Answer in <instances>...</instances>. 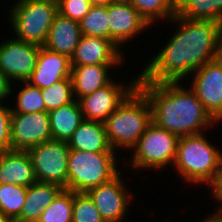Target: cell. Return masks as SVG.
Masks as SVG:
<instances>
[{
	"instance_id": "cell-1",
	"label": "cell",
	"mask_w": 222,
	"mask_h": 222,
	"mask_svg": "<svg viewBox=\"0 0 222 222\" xmlns=\"http://www.w3.org/2000/svg\"><path fill=\"white\" fill-rule=\"evenodd\" d=\"M178 30L139 74L138 81L181 82L205 63L214 61L221 23L174 16Z\"/></svg>"
},
{
	"instance_id": "cell-2",
	"label": "cell",
	"mask_w": 222,
	"mask_h": 222,
	"mask_svg": "<svg viewBox=\"0 0 222 222\" xmlns=\"http://www.w3.org/2000/svg\"><path fill=\"white\" fill-rule=\"evenodd\" d=\"M181 83H137V87L149 100L152 121L179 138L202 133L207 126L210 128L217 123L205 110L194 91L182 87Z\"/></svg>"
},
{
	"instance_id": "cell-3",
	"label": "cell",
	"mask_w": 222,
	"mask_h": 222,
	"mask_svg": "<svg viewBox=\"0 0 222 222\" xmlns=\"http://www.w3.org/2000/svg\"><path fill=\"white\" fill-rule=\"evenodd\" d=\"M210 143L203 133L180 137L173 166L186 183H205L213 190L222 173V152Z\"/></svg>"
},
{
	"instance_id": "cell-4",
	"label": "cell",
	"mask_w": 222,
	"mask_h": 222,
	"mask_svg": "<svg viewBox=\"0 0 222 222\" xmlns=\"http://www.w3.org/2000/svg\"><path fill=\"white\" fill-rule=\"evenodd\" d=\"M152 122V110L145 94L136 87L104 122L110 146L133 149Z\"/></svg>"
},
{
	"instance_id": "cell-5",
	"label": "cell",
	"mask_w": 222,
	"mask_h": 222,
	"mask_svg": "<svg viewBox=\"0 0 222 222\" xmlns=\"http://www.w3.org/2000/svg\"><path fill=\"white\" fill-rule=\"evenodd\" d=\"M116 152H91L70 149L67 189L87 192L115 178L118 170Z\"/></svg>"
},
{
	"instance_id": "cell-6",
	"label": "cell",
	"mask_w": 222,
	"mask_h": 222,
	"mask_svg": "<svg viewBox=\"0 0 222 222\" xmlns=\"http://www.w3.org/2000/svg\"><path fill=\"white\" fill-rule=\"evenodd\" d=\"M58 13L57 0H17L9 13L14 37L44 46L49 28Z\"/></svg>"
},
{
	"instance_id": "cell-7",
	"label": "cell",
	"mask_w": 222,
	"mask_h": 222,
	"mask_svg": "<svg viewBox=\"0 0 222 222\" xmlns=\"http://www.w3.org/2000/svg\"><path fill=\"white\" fill-rule=\"evenodd\" d=\"M179 137L153 121L133 148L131 167L160 169L173 165L177 155Z\"/></svg>"
},
{
	"instance_id": "cell-8",
	"label": "cell",
	"mask_w": 222,
	"mask_h": 222,
	"mask_svg": "<svg viewBox=\"0 0 222 222\" xmlns=\"http://www.w3.org/2000/svg\"><path fill=\"white\" fill-rule=\"evenodd\" d=\"M69 151L67 142L53 139L28 149L36 180L67 189Z\"/></svg>"
},
{
	"instance_id": "cell-9",
	"label": "cell",
	"mask_w": 222,
	"mask_h": 222,
	"mask_svg": "<svg viewBox=\"0 0 222 222\" xmlns=\"http://www.w3.org/2000/svg\"><path fill=\"white\" fill-rule=\"evenodd\" d=\"M40 46L16 38L0 43V72L12 83L27 81L35 69Z\"/></svg>"
},
{
	"instance_id": "cell-10",
	"label": "cell",
	"mask_w": 222,
	"mask_h": 222,
	"mask_svg": "<svg viewBox=\"0 0 222 222\" xmlns=\"http://www.w3.org/2000/svg\"><path fill=\"white\" fill-rule=\"evenodd\" d=\"M139 75L132 83L123 85L112 80L108 85L78 100L84 120L104 123L126 97L137 87Z\"/></svg>"
},
{
	"instance_id": "cell-11",
	"label": "cell",
	"mask_w": 222,
	"mask_h": 222,
	"mask_svg": "<svg viewBox=\"0 0 222 222\" xmlns=\"http://www.w3.org/2000/svg\"><path fill=\"white\" fill-rule=\"evenodd\" d=\"M11 148L28 149L52 140L48 112L11 113Z\"/></svg>"
},
{
	"instance_id": "cell-12",
	"label": "cell",
	"mask_w": 222,
	"mask_h": 222,
	"mask_svg": "<svg viewBox=\"0 0 222 222\" xmlns=\"http://www.w3.org/2000/svg\"><path fill=\"white\" fill-rule=\"evenodd\" d=\"M119 173L110 182L101 184L86 193L96 205L105 222H123L127 216L128 205L132 197Z\"/></svg>"
},
{
	"instance_id": "cell-13",
	"label": "cell",
	"mask_w": 222,
	"mask_h": 222,
	"mask_svg": "<svg viewBox=\"0 0 222 222\" xmlns=\"http://www.w3.org/2000/svg\"><path fill=\"white\" fill-rule=\"evenodd\" d=\"M192 74L190 88L210 116L217 123L222 122V65L215 60L210 61Z\"/></svg>"
},
{
	"instance_id": "cell-14",
	"label": "cell",
	"mask_w": 222,
	"mask_h": 222,
	"mask_svg": "<svg viewBox=\"0 0 222 222\" xmlns=\"http://www.w3.org/2000/svg\"><path fill=\"white\" fill-rule=\"evenodd\" d=\"M107 14L109 39L119 48L151 26L132 4L110 3L107 5Z\"/></svg>"
},
{
	"instance_id": "cell-15",
	"label": "cell",
	"mask_w": 222,
	"mask_h": 222,
	"mask_svg": "<svg viewBox=\"0 0 222 222\" xmlns=\"http://www.w3.org/2000/svg\"><path fill=\"white\" fill-rule=\"evenodd\" d=\"M113 41L103 37L82 35L74 54L70 58L71 67L95 64H121L122 54Z\"/></svg>"
},
{
	"instance_id": "cell-16",
	"label": "cell",
	"mask_w": 222,
	"mask_h": 222,
	"mask_svg": "<svg viewBox=\"0 0 222 222\" xmlns=\"http://www.w3.org/2000/svg\"><path fill=\"white\" fill-rule=\"evenodd\" d=\"M69 76H71L70 58L42 46L35 69L27 82L42 90Z\"/></svg>"
},
{
	"instance_id": "cell-17",
	"label": "cell",
	"mask_w": 222,
	"mask_h": 222,
	"mask_svg": "<svg viewBox=\"0 0 222 222\" xmlns=\"http://www.w3.org/2000/svg\"><path fill=\"white\" fill-rule=\"evenodd\" d=\"M36 181L34 168L27 151L0 152V184L29 187Z\"/></svg>"
},
{
	"instance_id": "cell-18",
	"label": "cell",
	"mask_w": 222,
	"mask_h": 222,
	"mask_svg": "<svg viewBox=\"0 0 222 222\" xmlns=\"http://www.w3.org/2000/svg\"><path fill=\"white\" fill-rule=\"evenodd\" d=\"M82 36L80 22L58 13L49 28L43 47L71 58Z\"/></svg>"
},
{
	"instance_id": "cell-19",
	"label": "cell",
	"mask_w": 222,
	"mask_h": 222,
	"mask_svg": "<svg viewBox=\"0 0 222 222\" xmlns=\"http://www.w3.org/2000/svg\"><path fill=\"white\" fill-rule=\"evenodd\" d=\"M120 64H95L71 67V78L75 100L93 93L108 85L112 79L109 77V68Z\"/></svg>"
},
{
	"instance_id": "cell-20",
	"label": "cell",
	"mask_w": 222,
	"mask_h": 222,
	"mask_svg": "<svg viewBox=\"0 0 222 222\" xmlns=\"http://www.w3.org/2000/svg\"><path fill=\"white\" fill-rule=\"evenodd\" d=\"M63 188L55 183L36 181L27 187L25 204L14 222H38L46 209Z\"/></svg>"
},
{
	"instance_id": "cell-21",
	"label": "cell",
	"mask_w": 222,
	"mask_h": 222,
	"mask_svg": "<svg viewBox=\"0 0 222 222\" xmlns=\"http://www.w3.org/2000/svg\"><path fill=\"white\" fill-rule=\"evenodd\" d=\"M67 143L78 151L116 152L110 146L104 123L99 121L83 120Z\"/></svg>"
},
{
	"instance_id": "cell-22",
	"label": "cell",
	"mask_w": 222,
	"mask_h": 222,
	"mask_svg": "<svg viewBox=\"0 0 222 222\" xmlns=\"http://www.w3.org/2000/svg\"><path fill=\"white\" fill-rule=\"evenodd\" d=\"M48 115L52 139L62 142H68L84 120L77 100L48 112Z\"/></svg>"
},
{
	"instance_id": "cell-23",
	"label": "cell",
	"mask_w": 222,
	"mask_h": 222,
	"mask_svg": "<svg viewBox=\"0 0 222 222\" xmlns=\"http://www.w3.org/2000/svg\"><path fill=\"white\" fill-rule=\"evenodd\" d=\"M175 16L222 24V0H176Z\"/></svg>"
},
{
	"instance_id": "cell-24",
	"label": "cell",
	"mask_w": 222,
	"mask_h": 222,
	"mask_svg": "<svg viewBox=\"0 0 222 222\" xmlns=\"http://www.w3.org/2000/svg\"><path fill=\"white\" fill-rule=\"evenodd\" d=\"M131 4L151 26L159 18L171 20L176 13V0H133Z\"/></svg>"
},
{
	"instance_id": "cell-25",
	"label": "cell",
	"mask_w": 222,
	"mask_h": 222,
	"mask_svg": "<svg viewBox=\"0 0 222 222\" xmlns=\"http://www.w3.org/2000/svg\"><path fill=\"white\" fill-rule=\"evenodd\" d=\"M73 191L63 188L43 210L38 222H72Z\"/></svg>"
},
{
	"instance_id": "cell-26",
	"label": "cell",
	"mask_w": 222,
	"mask_h": 222,
	"mask_svg": "<svg viewBox=\"0 0 222 222\" xmlns=\"http://www.w3.org/2000/svg\"><path fill=\"white\" fill-rule=\"evenodd\" d=\"M27 187L17 184H0V213L15 220L20 214Z\"/></svg>"
},
{
	"instance_id": "cell-27",
	"label": "cell",
	"mask_w": 222,
	"mask_h": 222,
	"mask_svg": "<svg viewBox=\"0 0 222 222\" xmlns=\"http://www.w3.org/2000/svg\"><path fill=\"white\" fill-rule=\"evenodd\" d=\"M82 35L109 39L107 5H92L80 21Z\"/></svg>"
},
{
	"instance_id": "cell-28",
	"label": "cell",
	"mask_w": 222,
	"mask_h": 222,
	"mask_svg": "<svg viewBox=\"0 0 222 222\" xmlns=\"http://www.w3.org/2000/svg\"><path fill=\"white\" fill-rule=\"evenodd\" d=\"M41 93L46 105V112L67 105L75 100L71 76L55 82L48 88L42 89Z\"/></svg>"
},
{
	"instance_id": "cell-29",
	"label": "cell",
	"mask_w": 222,
	"mask_h": 222,
	"mask_svg": "<svg viewBox=\"0 0 222 222\" xmlns=\"http://www.w3.org/2000/svg\"><path fill=\"white\" fill-rule=\"evenodd\" d=\"M25 87L18 91L17 100H15V109L12 113H30V112H46V105L43 100L41 89L31 85L27 81H22Z\"/></svg>"
},
{
	"instance_id": "cell-30",
	"label": "cell",
	"mask_w": 222,
	"mask_h": 222,
	"mask_svg": "<svg viewBox=\"0 0 222 222\" xmlns=\"http://www.w3.org/2000/svg\"><path fill=\"white\" fill-rule=\"evenodd\" d=\"M72 222H105L86 192H73Z\"/></svg>"
},
{
	"instance_id": "cell-31",
	"label": "cell",
	"mask_w": 222,
	"mask_h": 222,
	"mask_svg": "<svg viewBox=\"0 0 222 222\" xmlns=\"http://www.w3.org/2000/svg\"><path fill=\"white\" fill-rule=\"evenodd\" d=\"M58 12L68 19L80 22L92 4L88 0H57Z\"/></svg>"
},
{
	"instance_id": "cell-32",
	"label": "cell",
	"mask_w": 222,
	"mask_h": 222,
	"mask_svg": "<svg viewBox=\"0 0 222 222\" xmlns=\"http://www.w3.org/2000/svg\"><path fill=\"white\" fill-rule=\"evenodd\" d=\"M11 113L12 107L0 103V152L10 151L11 148Z\"/></svg>"
},
{
	"instance_id": "cell-33",
	"label": "cell",
	"mask_w": 222,
	"mask_h": 222,
	"mask_svg": "<svg viewBox=\"0 0 222 222\" xmlns=\"http://www.w3.org/2000/svg\"><path fill=\"white\" fill-rule=\"evenodd\" d=\"M11 83L1 72H0V103L8 98L13 93ZM12 92V93H11ZM2 101V102H1Z\"/></svg>"
},
{
	"instance_id": "cell-34",
	"label": "cell",
	"mask_w": 222,
	"mask_h": 222,
	"mask_svg": "<svg viewBox=\"0 0 222 222\" xmlns=\"http://www.w3.org/2000/svg\"><path fill=\"white\" fill-rule=\"evenodd\" d=\"M214 60L222 65V24L220 26L217 42H216V53Z\"/></svg>"
},
{
	"instance_id": "cell-35",
	"label": "cell",
	"mask_w": 222,
	"mask_h": 222,
	"mask_svg": "<svg viewBox=\"0 0 222 222\" xmlns=\"http://www.w3.org/2000/svg\"><path fill=\"white\" fill-rule=\"evenodd\" d=\"M214 199L216 198V200H218L220 202V208L222 209V173H221V177L219 180V183L217 184V186L212 190Z\"/></svg>"
},
{
	"instance_id": "cell-36",
	"label": "cell",
	"mask_w": 222,
	"mask_h": 222,
	"mask_svg": "<svg viewBox=\"0 0 222 222\" xmlns=\"http://www.w3.org/2000/svg\"><path fill=\"white\" fill-rule=\"evenodd\" d=\"M209 218L213 222H222V209L221 208H219V210L217 209L216 213L209 216Z\"/></svg>"
},
{
	"instance_id": "cell-37",
	"label": "cell",
	"mask_w": 222,
	"mask_h": 222,
	"mask_svg": "<svg viewBox=\"0 0 222 222\" xmlns=\"http://www.w3.org/2000/svg\"><path fill=\"white\" fill-rule=\"evenodd\" d=\"M92 5H108L110 0H88Z\"/></svg>"
},
{
	"instance_id": "cell-38",
	"label": "cell",
	"mask_w": 222,
	"mask_h": 222,
	"mask_svg": "<svg viewBox=\"0 0 222 222\" xmlns=\"http://www.w3.org/2000/svg\"><path fill=\"white\" fill-rule=\"evenodd\" d=\"M0 222H14V220L11 217L0 213Z\"/></svg>"
},
{
	"instance_id": "cell-39",
	"label": "cell",
	"mask_w": 222,
	"mask_h": 222,
	"mask_svg": "<svg viewBox=\"0 0 222 222\" xmlns=\"http://www.w3.org/2000/svg\"><path fill=\"white\" fill-rule=\"evenodd\" d=\"M111 3L131 4L133 0H110Z\"/></svg>"
},
{
	"instance_id": "cell-40",
	"label": "cell",
	"mask_w": 222,
	"mask_h": 222,
	"mask_svg": "<svg viewBox=\"0 0 222 222\" xmlns=\"http://www.w3.org/2000/svg\"><path fill=\"white\" fill-rule=\"evenodd\" d=\"M203 222H213V221L208 217V218H205Z\"/></svg>"
}]
</instances>
